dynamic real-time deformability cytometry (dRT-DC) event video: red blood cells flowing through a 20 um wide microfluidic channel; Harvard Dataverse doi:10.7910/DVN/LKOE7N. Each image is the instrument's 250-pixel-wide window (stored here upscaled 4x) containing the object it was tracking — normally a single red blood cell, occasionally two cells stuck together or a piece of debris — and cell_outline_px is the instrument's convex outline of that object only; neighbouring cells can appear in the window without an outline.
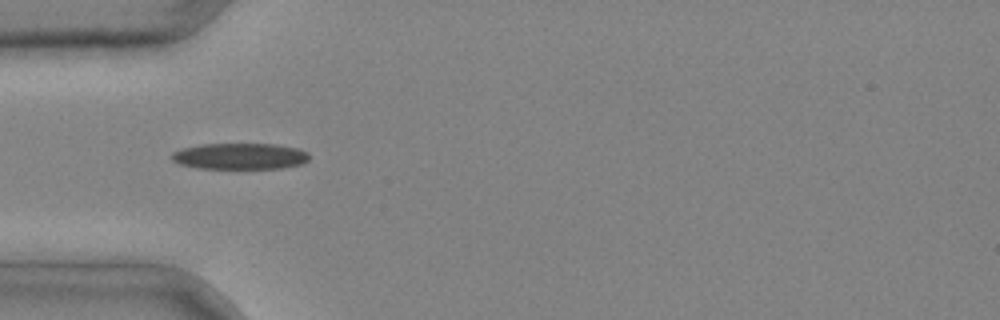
{"species": "common noctule bat (a hibernating species)", "species_latin": "Nyctalus noctula", "temperature_condition": "cold", "stored_images_in_passage": 4, "camera_frame_rate_fps": 3000, "um_per_image_px": 0.085, "animal": {"sex": "male", "body_mass_g": 20.4}, "frame": {"image": 1, "passage_image": 4, "time_ms": 1.0, "image_size_px": [1000, 320], "cell_outline_px": [[308, 160], [304, 164], [280, 168], [196, 168], [180, 164], [172, 160], [172, 152], [184, 148], [200, 144], [276, 144], [296, 148], [308, 152]], "centroid_in_image_um": [20.41, 13.28], "position_along_channel_um": 64.6, "area_um2": 20.92}}